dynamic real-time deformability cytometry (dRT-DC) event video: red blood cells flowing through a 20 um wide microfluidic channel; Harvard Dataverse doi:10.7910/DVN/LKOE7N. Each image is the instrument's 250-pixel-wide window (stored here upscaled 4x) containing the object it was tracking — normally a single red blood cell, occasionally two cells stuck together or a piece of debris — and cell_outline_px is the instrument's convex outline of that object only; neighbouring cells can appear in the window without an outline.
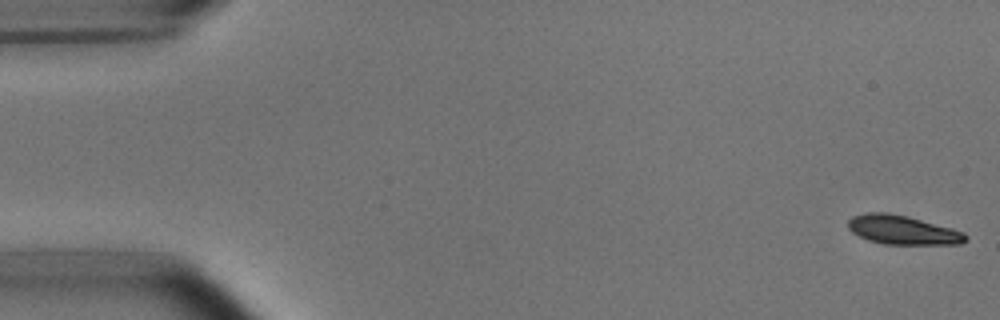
{"species": "common noctule bat (a hibernating species)", "species_latin": "Nyctalus noctula", "temperature_condition": "room temperature", "stored_images_in_passage": 53, "camera_frame_rate_fps": 3000, "um_per_image_px": 0.085, "animal": {"sex": "male", "body_mass_g": 15.6}, "frame": {"image": 1, "passage_image": 1, "time_ms": 0.0, "image_size_px": [1000, 320], "cell_outline_px": [[968, 240], [960, 244], [884, 244], [868, 240], [852, 232], [848, 228], [848, 220], [852, 216], [868, 212], [888, 212], [908, 216], [952, 228], [964, 232], [968, 236]], "centroid_in_image_um": [76.73, 19.54], "position_along_channel_um": 8.3, "area_um2": 20.0}}
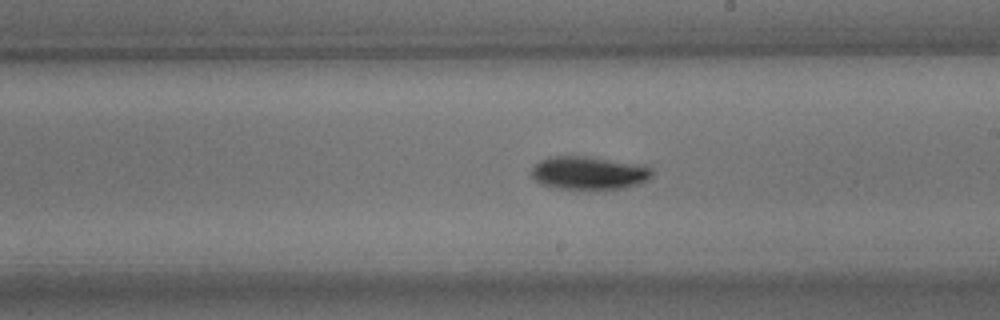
{"frame": {"image": 2, "passage_image": 30, "time_ms": 9.667, "image_size_px": [1000, 320], "cell_outline_px": [[652, 176], [648, 180], [640, 184], [604, 192], [556, 188], [540, 184], [532, 176], [532, 168], [540, 160], [548, 156], [584, 156], [636, 164], [652, 168]], "centroid_in_image_um": [50.05, 14.75], "position_along_channel_um": 239.0, "area_um2": 23.87}}
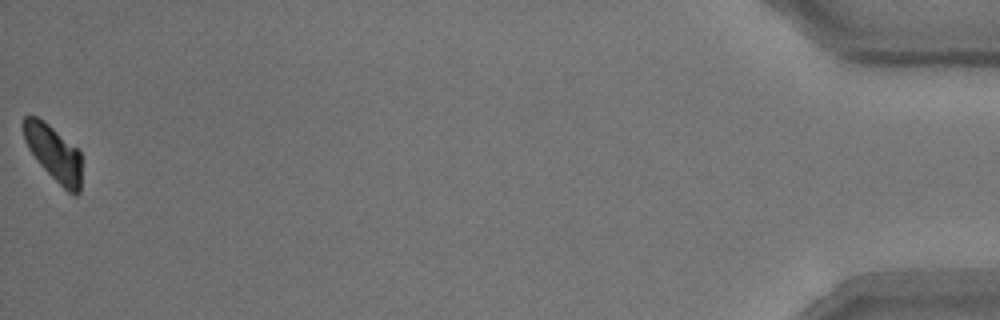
{"frame": {"image": 3, "passage_image": 53, "time_ms": 17.333, "image_size_px": [1000, 320], "cell_outline_px": [[84, 160], [80, 192], [76, 196], [68, 192], [40, 164], [28, 148], [24, 140], [20, 124], [24, 116], [36, 116], [44, 120], [76, 148], [80, 152]], "centroid_in_image_um": [4.58, 13.01], "position_along_channel_um": 430.6, "area_um2": 19.25}, "authors_computed_cell_mechanics": {"area_um2": 21.0392, "velocity_mm_per_s": 3.7571, "shape_relaxation_time_tau1_ms": 3.5973, "shape_relaxation_time_tau2_ms": null, "deformation_change_tau1": 0.1448, "deformation_change_tau2": null}}